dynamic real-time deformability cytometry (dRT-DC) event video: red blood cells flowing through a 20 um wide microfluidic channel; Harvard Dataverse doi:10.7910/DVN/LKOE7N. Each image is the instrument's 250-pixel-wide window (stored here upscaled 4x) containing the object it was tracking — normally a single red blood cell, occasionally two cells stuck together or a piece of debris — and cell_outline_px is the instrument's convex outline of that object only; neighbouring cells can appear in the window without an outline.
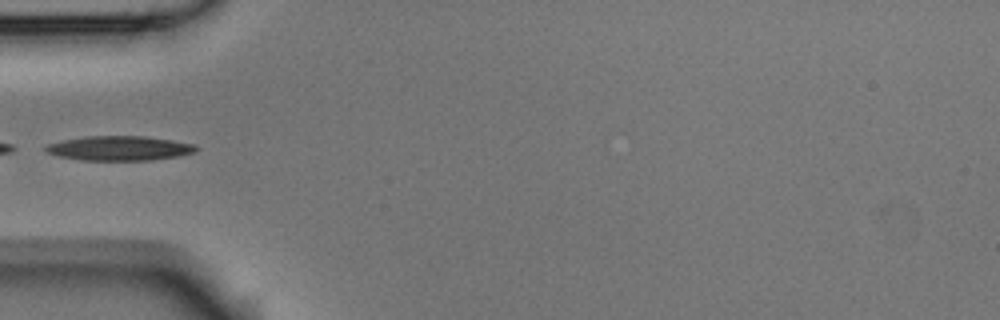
{"species": "Egyptian fruit bat (a non-hibernating species)", "species_latin": "Rousettus aegyptiacus", "temperature_condition": "room temperature", "stored_images_in_passage": 5, "camera_frame_rate_fps": 3000, "um_per_image_px": 0.085, "animal": {"sex": "male"}, "frame": {"image": 1, "passage_image": 4, "time_ms": 1.0, "image_size_px": [1000, 320], "cell_outline_px": [[200, 148], [196, 152], [180, 156], [152, 160], [80, 160], [56, 156], [48, 152], [44, 148], [48, 144], [60, 140], [88, 136], [144, 136], [172, 140], [196, 144]], "centroid_in_image_um": [10.19, 12.6], "position_along_channel_um": 74.8, "area_um2": 21.73}}
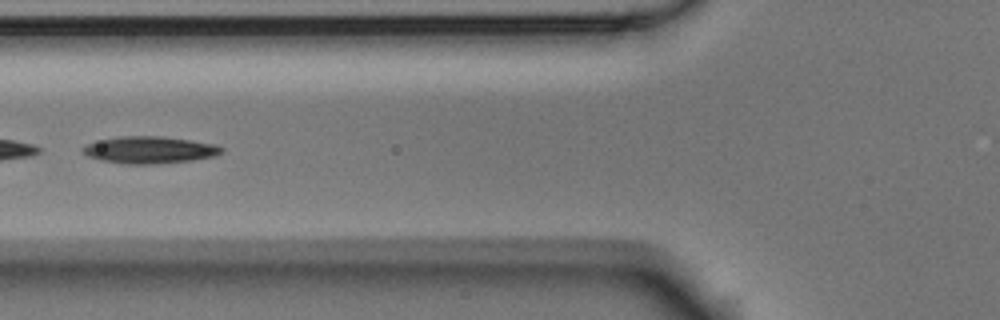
{"frame": {"image": 2, "passage_image": 5, "time_ms": 1.333, "image_size_px": [1000, 320], "cell_outline_px": [[224, 152], [216, 156], [192, 160], [152, 164], [124, 164], [100, 160], [88, 156], [80, 148], [88, 144], [100, 140], [116, 136], [164, 136], [216, 144], [224, 148]], "centroid_in_image_um": [12.74, 12.74], "position_along_channel_um": 113.1, "area_um2": 21.96}}